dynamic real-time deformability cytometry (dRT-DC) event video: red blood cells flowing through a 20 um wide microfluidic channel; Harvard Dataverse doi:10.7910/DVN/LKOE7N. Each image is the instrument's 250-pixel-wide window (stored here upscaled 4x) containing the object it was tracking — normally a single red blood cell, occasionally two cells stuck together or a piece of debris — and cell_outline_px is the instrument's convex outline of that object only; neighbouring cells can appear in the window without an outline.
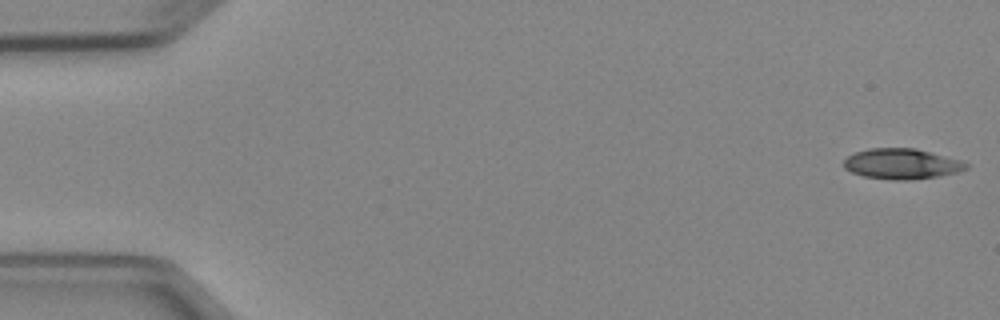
{"species": "Egyptian fruit bat (a non-hibernating species)", "species_latin": "Rousettus aegyptiacus", "temperature_condition": "cold", "stored_images_in_passage": 6, "camera_frame_rate_fps": 3000, "um_per_image_px": 0.085, "animal": {"sex": "female"}, "frame": {"image": 1, "passage_image": 1, "time_ms": 0.0, "image_size_px": [1000, 320], "cell_outline_px": [[968, 168], [960, 172], [940, 176], [908, 180], [892, 180], [864, 176], [852, 172], [844, 168], [844, 160], [848, 156], [856, 152], [868, 148], [916, 148], [960, 160], [968, 164]], "centroid_in_image_um": [76.66, 13.93], "position_along_channel_um": 8.3, "area_um2": 21.73}}